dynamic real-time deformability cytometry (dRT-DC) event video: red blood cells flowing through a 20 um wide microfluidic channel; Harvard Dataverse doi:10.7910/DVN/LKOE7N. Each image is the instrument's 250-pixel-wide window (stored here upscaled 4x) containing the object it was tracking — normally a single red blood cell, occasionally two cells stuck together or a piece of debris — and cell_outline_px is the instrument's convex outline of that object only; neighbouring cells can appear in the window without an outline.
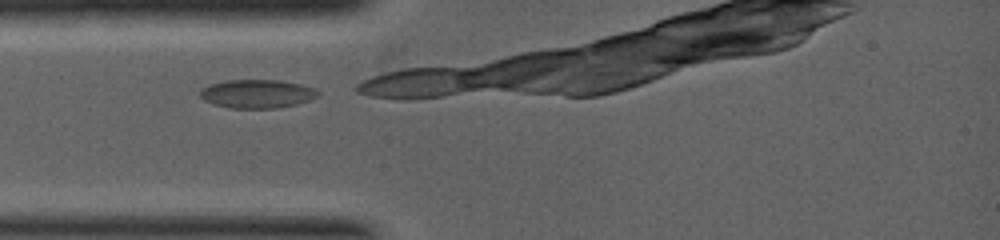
{"species": "common noctule bat (a hibernating species)", "species_latin": "Nyctalus noctula", "temperature_condition": "warm", "stored_images_in_passage": 2, "camera_frame_rate_fps": 5000, "um_per_image_px": 0.085, "animal": {"sex": "female", "body_mass_g": 19.0, "forearm_length_mm": 53.3}, "frame": {"image": 1, "passage_image": 1, "time_ms": 0.0, "image_size_px": [1000, 240], "cell_outline_px": [[320, 96], [296, 104], [276, 108], [228, 108], [212, 104], [204, 100], [200, 96], [200, 88], [208, 84], [224, 80], [280, 80], [300, 84], [316, 88], [320, 92]], "centroid_in_image_um": [21.83, 7.96], "position_along_channel_um": 63.2, "area_um2": 19.88}}